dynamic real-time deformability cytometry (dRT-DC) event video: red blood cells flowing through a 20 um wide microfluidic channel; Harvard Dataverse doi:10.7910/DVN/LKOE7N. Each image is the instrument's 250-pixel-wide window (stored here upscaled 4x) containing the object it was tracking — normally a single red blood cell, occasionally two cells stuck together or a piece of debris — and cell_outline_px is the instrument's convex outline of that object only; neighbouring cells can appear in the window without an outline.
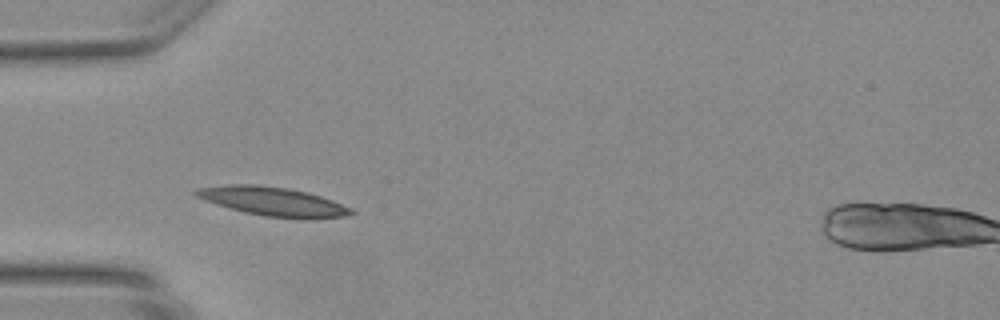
{"species": "Egyptian fruit bat (a non-hibernating species)", "species_latin": "Rousettus aegyptiacus", "temperature_condition": "warm", "stored_images_in_passage": 9, "camera_frame_rate_fps": 3000, "um_per_image_px": 0.085, "animal": {"sex": "female"}, "frame": {"image": 1, "passage_image": 2, "time_ms": 0.333, "image_size_px": [1000, 320], "cell_outline_px": [[356, 212], [344, 216], [308, 220], [264, 216], [244, 212], [216, 204], [204, 200], [196, 196], [192, 192], [196, 188], [232, 184], [260, 184], [288, 188], [308, 192], [332, 200], [352, 208]], "centroid_in_image_um": [23.22, 17.13], "position_along_channel_um": 61.8, "area_um2": 26.41}}